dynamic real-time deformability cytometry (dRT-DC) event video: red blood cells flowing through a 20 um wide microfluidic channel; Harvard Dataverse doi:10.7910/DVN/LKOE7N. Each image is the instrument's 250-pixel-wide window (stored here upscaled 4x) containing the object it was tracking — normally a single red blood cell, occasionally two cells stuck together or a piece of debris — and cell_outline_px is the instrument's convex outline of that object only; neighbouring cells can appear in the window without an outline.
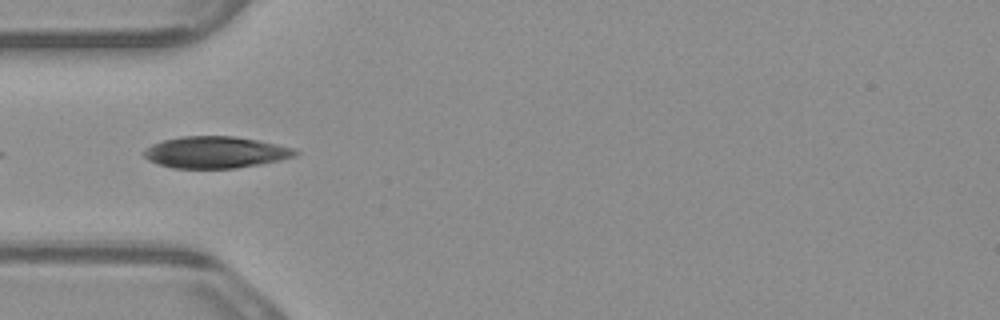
{"species": "common noctule bat (a hibernating species)", "species_latin": "Nyctalus noctula", "temperature_condition": "warm", "stored_images_in_passage": 4, "camera_frame_rate_fps": 3000, "um_per_image_px": 0.085, "animal": {"sex": "male", "body_mass_g": 23.1, "forearm_length_mm": 52.7}, "frame": {"image": 1, "passage_image": 3, "time_ms": 0.667, "image_size_px": [1000, 320], "cell_outline_px": [[300, 152], [296, 156], [280, 160], [260, 164], [236, 168], [172, 168], [156, 164], [148, 160], [140, 152], [144, 148], [152, 144], [164, 140], [180, 136], [236, 136], [276, 144], [292, 148]], "centroid_in_image_um": [18.26, 12.94], "position_along_channel_um": 66.7, "area_um2": 28.09}}
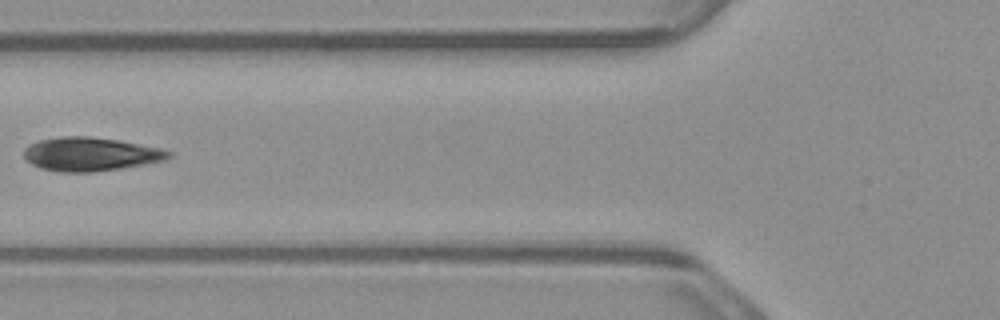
{"frame": {"image": 2, "passage_image": 4, "time_ms": 1.0, "image_size_px": [1000, 320], "cell_outline_px": [[172, 156], [168, 160], [120, 168], [92, 172], [60, 172], [40, 168], [32, 164], [24, 156], [24, 148], [40, 140], [64, 136], [88, 136], [116, 140], [160, 148], [172, 152]], "centroid_in_image_um": [7.71, 13.11], "position_along_channel_um": 118.1, "area_um2": 28.15}}